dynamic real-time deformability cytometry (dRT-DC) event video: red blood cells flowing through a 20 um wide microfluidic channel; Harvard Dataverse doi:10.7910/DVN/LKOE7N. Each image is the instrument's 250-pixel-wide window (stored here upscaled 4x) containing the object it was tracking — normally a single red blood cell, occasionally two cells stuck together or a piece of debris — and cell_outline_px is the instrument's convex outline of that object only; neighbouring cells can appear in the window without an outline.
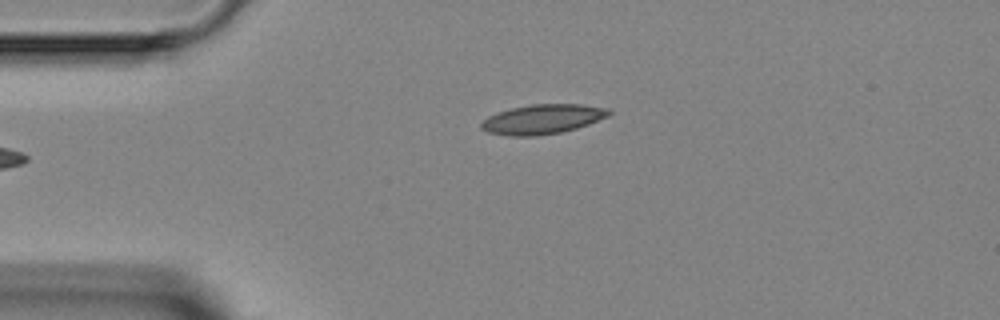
{"species": "Egyptian fruit bat (a non-hibernating species)", "species_latin": "Rousettus aegyptiacus", "temperature_condition": "room temperature", "stored_images_in_passage": 4, "camera_frame_rate_fps": 3000, "um_per_image_px": 0.085, "animal": {"sex": "female"}, "frame": {"image": 1, "passage_image": 4, "time_ms": 3.667, "image_size_px": [1000, 320], "cell_outline_px": [[612, 112], [608, 116], [588, 124], [576, 128], [560, 132], [536, 136], [508, 136], [488, 132], [480, 128], [480, 124], [488, 116], [496, 112], [512, 108], [532, 104], [580, 104], [608, 108]], "centroid_in_image_um": [46.09, 10.13], "position_along_channel_um": 38.9, "area_um2": 21.96}}